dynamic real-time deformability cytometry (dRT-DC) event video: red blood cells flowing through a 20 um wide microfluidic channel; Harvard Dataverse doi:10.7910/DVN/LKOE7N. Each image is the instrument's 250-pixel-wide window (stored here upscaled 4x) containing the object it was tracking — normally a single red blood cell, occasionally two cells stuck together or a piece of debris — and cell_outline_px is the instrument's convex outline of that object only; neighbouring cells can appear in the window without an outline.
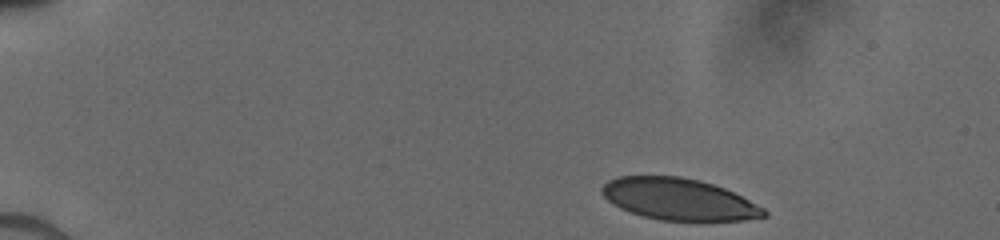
{"species": "human", "species_latin": "Homo sapiens", "temperature_condition": "cold", "stored_images_in_passage": 7, "camera_frame_rate_fps": 3000, "um_per_image_px": 0.085, "donor": {"sex": "male"}, "frame": {"image": 1, "passage_image": 1, "time_ms": 0.0, "image_size_px": [1000, 240], "cell_outline_px": [[768, 216], [744, 220], [660, 220], [644, 216], [620, 208], [608, 200], [600, 192], [600, 188], [608, 180], [616, 176], [680, 176], [700, 180], [724, 188], [764, 208], [768, 212]], "centroid_in_image_um": [57.67, 16.92], "position_along_channel_um": 27.3, "area_um2": 39.07}}
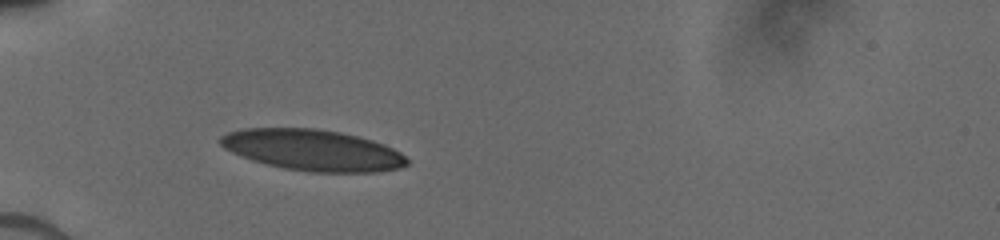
{"frame": {"image": 2, "passage_image": 5, "time_ms": 3.0, "image_size_px": [1000, 240], "cell_outline_px": [[408, 164], [400, 168], [376, 172], [308, 172], [284, 168], [252, 160], [232, 152], [224, 148], [220, 144], [220, 136], [228, 132], [244, 128], [312, 128], [340, 132], [372, 140], [384, 144], [400, 152], [408, 160]], "centroid_in_image_um": [26.58, 12.76], "position_along_channel_um": 58.4, "area_um2": 44.56}}
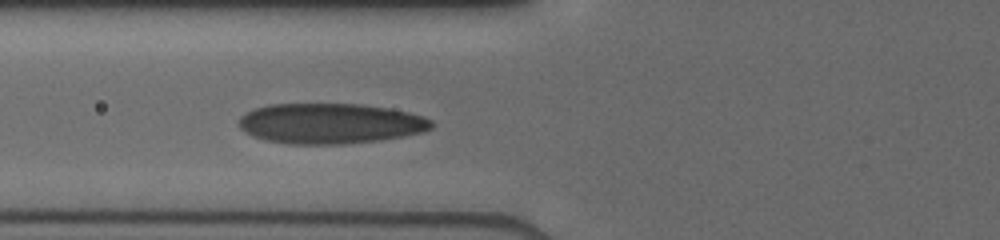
{"frame": {"image": 3, "passage_image": 7, "time_ms": 4.333, "image_size_px": [1000, 240], "cell_outline_px": [[432, 128], [424, 132], [404, 136], [380, 140], [344, 144], [288, 144], [264, 140], [252, 136], [244, 132], [240, 128], [240, 116], [256, 108], [268, 104], [360, 104], [388, 108], [408, 112], [432, 120]], "centroid_in_image_um": [28.06, 10.5], "position_along_channel_um": 97.7, "area_um2": 45.37}}